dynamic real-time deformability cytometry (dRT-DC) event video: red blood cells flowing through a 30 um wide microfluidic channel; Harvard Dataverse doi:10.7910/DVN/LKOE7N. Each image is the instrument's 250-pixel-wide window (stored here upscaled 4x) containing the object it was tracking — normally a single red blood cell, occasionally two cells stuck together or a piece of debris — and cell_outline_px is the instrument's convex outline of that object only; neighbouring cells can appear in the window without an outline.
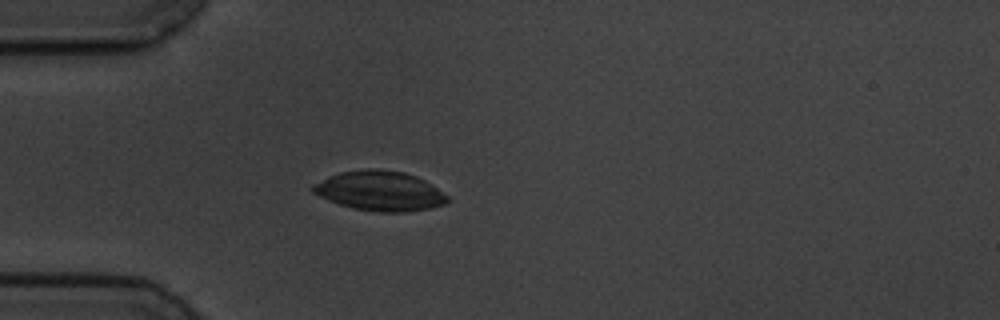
{"species": "common noctule bat (a hibernating species)", "species_latin": "Nyctalus noctula", "temperature_condition": "cold", "stored_images_in_passage": 4, "camera_frame_rate_fps": 3000, "um_per_image_px": 0.085, "animal": {"sex": "male", "body_mass_g": 19.5, "forearm_length_mm": 54.6}, "frame": {"image": 1, "passage_image": 4, "time_ms": 3.333, "image_size_px": [1000, 320], "cell_outline_px": [[448, 200], [444, 204], [432, 208], [404, 212], [376, 212], [352, 208], [328, 200], [312, 192], [312, 184], [328, 176], [340, 172], [368, 168], [372, 168], [404, 172], [416, 176], [424, 180], [448, 196]], "centroid_in_image_um": [32.26, 16.23], "position_along_channel_um": 52.7, "area_um2": 31.1}}